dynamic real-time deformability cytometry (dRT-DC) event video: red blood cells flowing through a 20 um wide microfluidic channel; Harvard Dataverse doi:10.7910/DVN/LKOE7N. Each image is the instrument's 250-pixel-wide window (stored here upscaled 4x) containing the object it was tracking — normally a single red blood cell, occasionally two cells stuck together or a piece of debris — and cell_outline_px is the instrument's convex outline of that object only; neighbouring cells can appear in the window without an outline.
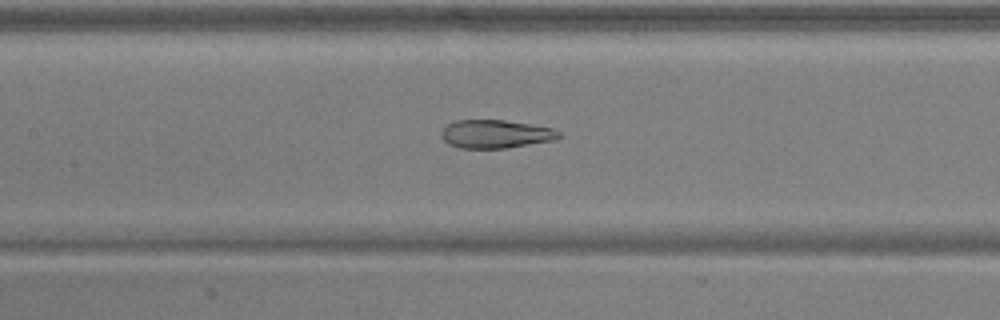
{"species": "common noctule bat (a hibernating species)", "species_latin": "Nyctalus noctula", "temperature_condition": "warm", "stored_images_in_passage": 51, "segment_of_instrument_passage": [1, 2], "camera_frame_rate_fps": 3000, "um_per_image_px": 0.085, "animal": {"sex": "male", "body_mass_g": 17.9, "forearm_length_mm": 54.2}, "frame": {"image": 1, "passage_image": 24, "time_ms": 7.667, "image_size_px": [1000, 320], "cell_outline_px": [[560, 136], [556, 140], [504, 148], [460, 148], [448, 144], [440, 136], [440, 132], [448, 124], [456, 120], [504, 120], [552, 128], [560, 132]], "centroid_in_image_um": [42.1, 11.39], "position_along_channel_um": 165.3, "area_um2": 19.31}}
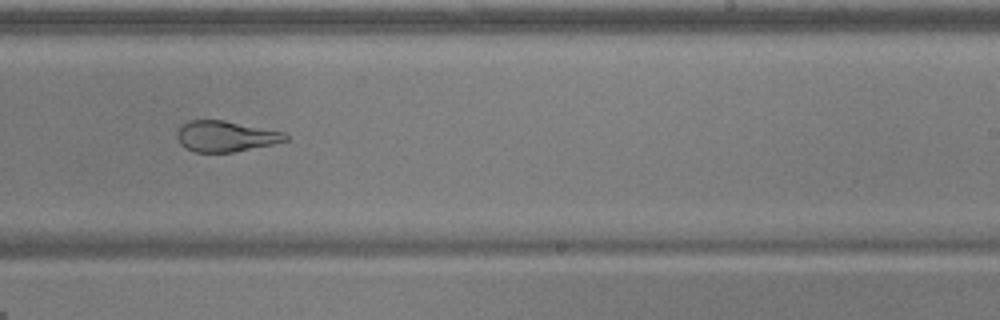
{"frame": {"image": 2, "passage_image": 32, "time_ms": 10.333, "image_size_px": [1000, 320], "cell_outline_px": [[288, 140], [272, 144], [232, 152], [196, 152], [180, 144], [176, 136], [176, 132], [188, 120], [224, 120], [284, 132], [288, 136]], "centroid_in_image_um": [19.17, 11.58], "position_along_channel_um": 269.8, "area_um2": 19.25}}
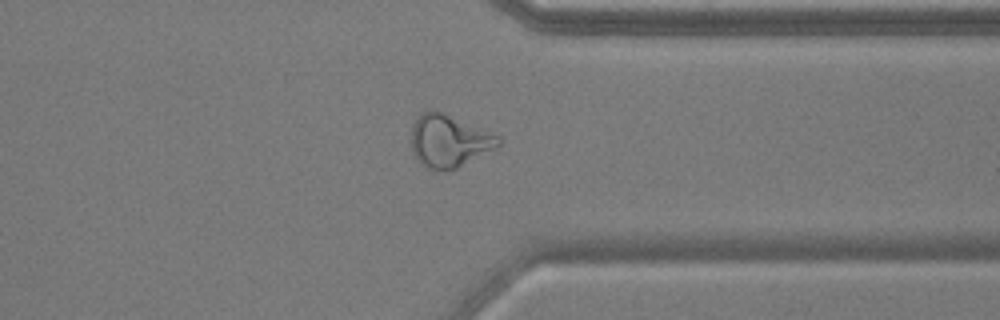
{"frame": {"image": 3, "passage_image": 40, "time_ms": 13.0, "image_size_px": [1000, 320], "cell_outline_px": [[500, 144], [456, 168], [440, 172], [420, 164], [412, 152], [412, 128], [416, 116], [420, 112], [428, 108], [432, 108], [500, 136]], "centroid_in_image_um": [38.09, 11.95], "position_along_channel_um": 373.3, "area_um2": 26.41}}